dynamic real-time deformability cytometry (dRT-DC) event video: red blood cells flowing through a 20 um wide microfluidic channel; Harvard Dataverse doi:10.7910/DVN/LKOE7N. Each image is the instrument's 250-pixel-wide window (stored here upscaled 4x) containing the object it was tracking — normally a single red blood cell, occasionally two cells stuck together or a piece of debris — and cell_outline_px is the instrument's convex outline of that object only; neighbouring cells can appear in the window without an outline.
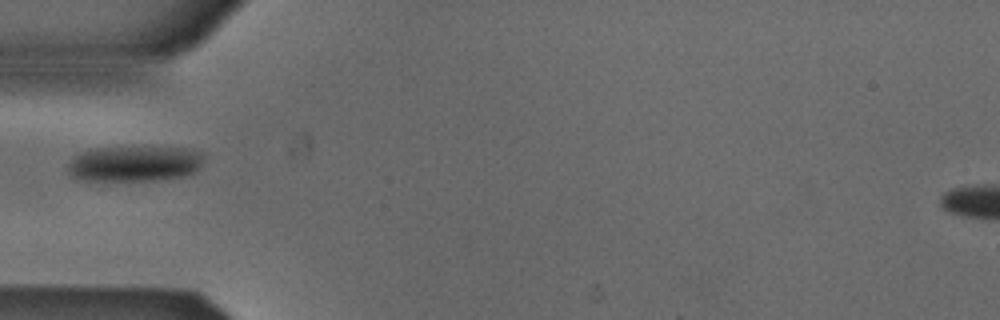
{"species": "Egyptian fruit bat (a non-hibernating species)", "species_latin": "Rousettus aegyptiacus", "temperature_condition": "cold", "stored_images_in_passage": 3, "camera_frame_rate_fps": 3000, "um_per_image_px": 0.085, "animal": {"sex": "male"}, "frame": {"image": 1, "passage_image": 3, "time_ms": 0.667, "image_size_px": [1000, 320], "cell_outline_px": [[204, 156], [200, 164], [192, 172], [180, 176], [152, 180], [80, 180], [68, 176], [68, 164], [72, 156], [96, 148], [192, 148], [204, 152]], "centroid_in_image_um": [11.38, 13.91], "position_along_channel_um": 73.6, "area_um2": 27.86}}